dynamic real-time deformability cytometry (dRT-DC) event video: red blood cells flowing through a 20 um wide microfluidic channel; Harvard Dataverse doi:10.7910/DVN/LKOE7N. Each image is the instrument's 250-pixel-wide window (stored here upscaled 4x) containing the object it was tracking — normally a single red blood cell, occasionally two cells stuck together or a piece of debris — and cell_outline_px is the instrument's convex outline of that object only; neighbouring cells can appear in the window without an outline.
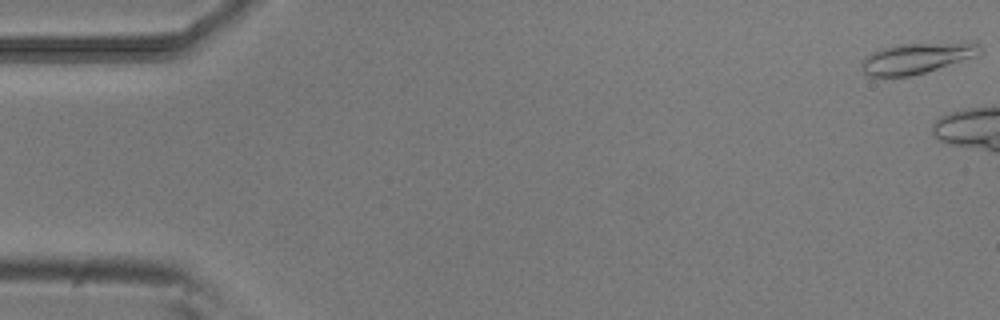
{"species": "common noctule bat (a hibernating species)", "species_latin": "Nyctalus noctula", "temperature_condition": "room temperature", "stored_images_in_passage": 7, "camera_frame_rate_fps": 3000, "um_per_image_px": 0.085, "animal": {"sex": "male", "body_mass_g": 20.5, "forearm_length_mm": 52.5}, "frame": {"image": 1, "passage_image": 1, "time_ms": 0.0, "image_size_px": [1000, 320], "cell_outline_px": [[980, 56], [912, 76], [868, 76], [860, 68], [860, 64], [864, 56], [880, 48], [900, 44], [972, 40], [980, 44]], "centroid_in_image_um": [78.0, 4.91], "position_along_channel_um": 7.0, "area_um2": 22.08}}